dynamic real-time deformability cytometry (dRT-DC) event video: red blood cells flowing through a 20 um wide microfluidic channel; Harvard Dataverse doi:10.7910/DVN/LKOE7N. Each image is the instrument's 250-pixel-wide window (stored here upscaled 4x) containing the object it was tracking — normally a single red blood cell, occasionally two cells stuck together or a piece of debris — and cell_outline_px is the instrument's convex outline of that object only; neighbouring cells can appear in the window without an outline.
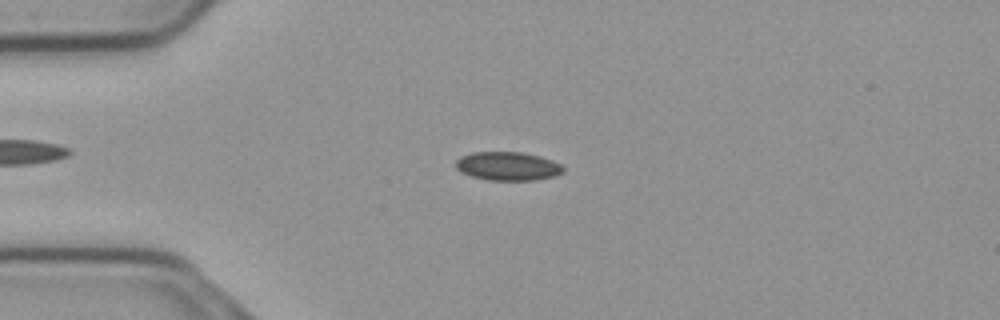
{"species": "common noctule bat (a hibernating species)", "species_latin": "Nyctalus noctula", "temperature_condition": "cold", "stored_images_in_passage": 48, "camera_frame_rate_fps": 3000, "um_per_image_px": 0.085, "animal": {"sex": "male", "body_mass_g": 23.1, "forearm_length_mm": 52.7}, "frame": {"image": 1, "passage_image": 13, "time_ms": 4.0, "image_size_px": [1000, 320], "cell_outline_px": [[564, 172], [552, 176], [536, 180], [488, 180], [472, 176], [460, 172], [456, 168], [456, 160], [460, 156], [472, 152], [524, 152], [540, 156], [552, 160], [560, 164], [564, 168]], "centroid_in_image_um": [43.14, 14.11], "position_along_channel_um": 41.9, "area_um2": 17.98}}
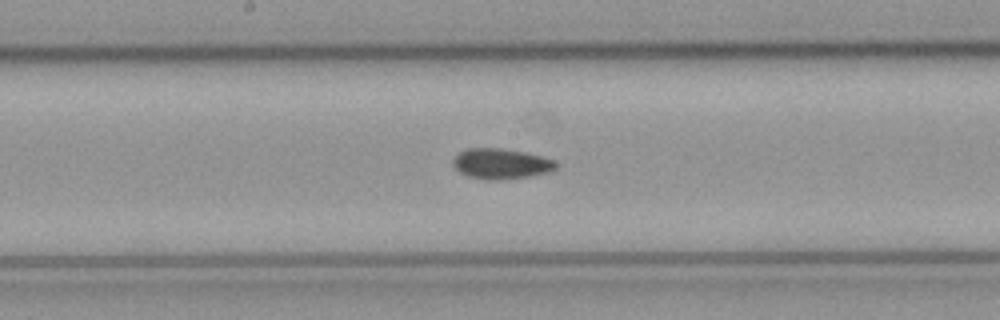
{"frame": {"image": 2, "passage_image": 28, "time_ms": 9.0, "image_size_px": [1000, 320], "cell_outline_px": [[556, 168], [548, 172], [528, 176], [500, 180], [484, 180], [468, 176], [460, 172], [452, 164], [452, 160], [460, 152], [468, 148], [500, 148], [524, 152], [540, 156], [552, 160], [556, 164]], "centroid_in_image_um": [42.54, 13.92], "position_along_channel_um": 205.7, "area_um2": 18.03}}
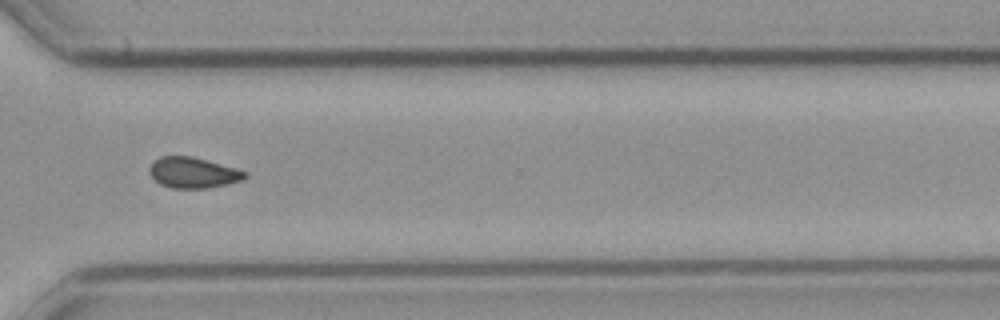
{"frame": {"image": 3, "passage_image": 40, "time_ms": 13.0, "image_size_px": [1000, 320], "cell_outline_px": [[248, 176], [244, 180], [228, 184], [208, 188], [172, 188], [160, 184], [148, 172], [148, 168], [152, 160], [160, 156], [192, 156], [236, 168], [248, 172]], "centroid_in_image_um": [16.42, 14.67], "position_along_channel_um": 354.2, "area_um2": 17.34}}